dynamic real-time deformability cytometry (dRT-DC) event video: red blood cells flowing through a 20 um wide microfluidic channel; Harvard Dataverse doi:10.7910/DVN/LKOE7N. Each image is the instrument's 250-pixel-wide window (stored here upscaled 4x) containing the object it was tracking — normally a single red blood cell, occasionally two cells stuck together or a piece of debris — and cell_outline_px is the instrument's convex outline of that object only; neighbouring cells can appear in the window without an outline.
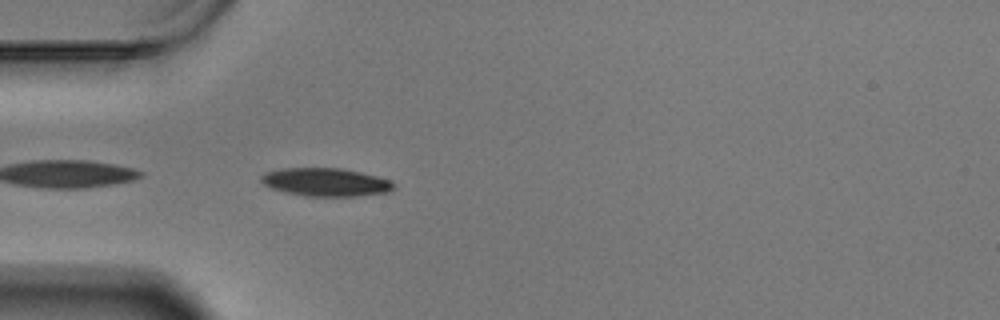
{"species": "Egyptian fruit bat (a non-hibernating species)", "species_latin": "Rousettus aegyptiacus", "temperature_condition": "warm", "stored_images_in_passage": 42, "camera_frame_rate_fps": 3000, "um_per_image_px": 0.085, "animal": {"sex": "male"}, "frame": {"image": 1, "passage_image": 1, "time_ms": 0.0, "image_size_px": [1000, 320], "cell_outline_px": [[396, 184], [388, 192], [352, 196], [308, 196], [288, 192], [272, 188], [264, 184], [260, 180], [260, 176], [264, 172], [280, 168], [340, 168], [360, 172], [376, 176], [388, 180]], "centroid_in_image_um": [27.64, 15.47], "position_along_channel_um": 57.4, "area_um2": 21.5}}
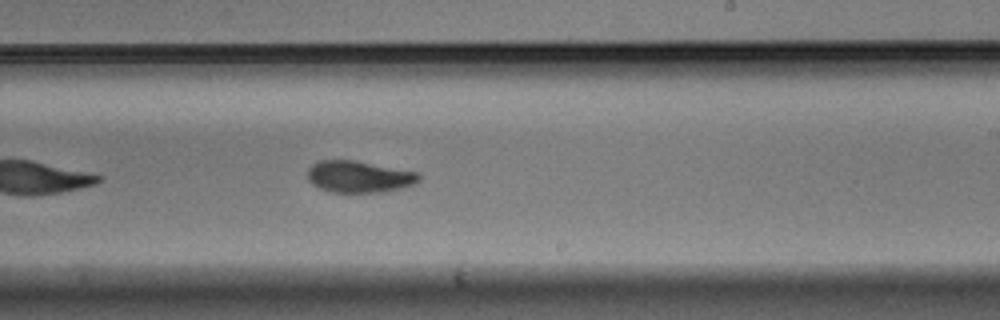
{"frame": {"image": 2, "passage_image": 19, "time_ms": 6.0, "image_size_px": [1000, 320], "cell_outline_px": [[420, 180], [416, 184], [384, 192], [332, 192], [320, 188], [312, 184], [308, 180], [308, 168], [312, 164], [320, 160], [356, 160], [420, 172]], "centroid_in_image_um": [30.55, 15.01], "position_along_channel_um": 258.5, "area_um2": 20.81}}
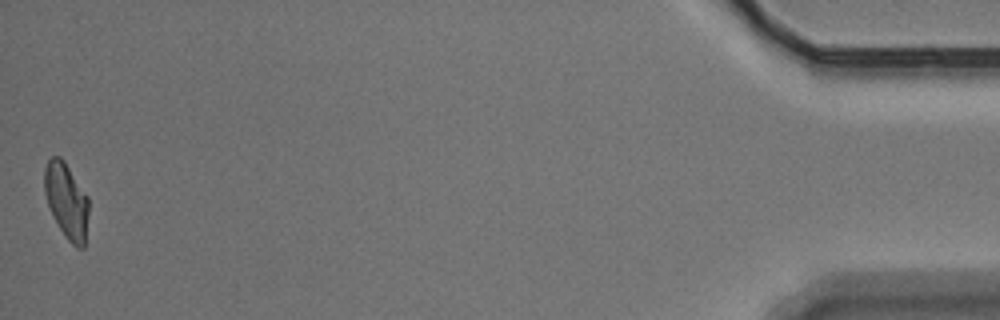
{"frame": {"image": 3, "passage_image": 42, "time_ms": 13.667, "image_size_px": [1000, 320], "cell_outline_px": [[88, 212], [84, 248], [76, 248], [64, 236], [52, 216], [44, 192], [44, 168], [48, 160], [52, 156], [60, 156], [64, 160], [88, 196]], "centroid_in_image_um": [5.64, 17.06], "position_along_channel_um": 429.6, "area_um2": 19.59}, "authors_computed_cell_mechanics": {"area_um2": 20.9236, "velocity_mm_per_s": 3.428, "shape_relaxation_time_tau1_ms": 4.3633, "shape_relaxation_time_tau2_ms": 3.4952, "deformation_change_tau1": 0.1372, "deformation_change_tau2": 0.0783}}